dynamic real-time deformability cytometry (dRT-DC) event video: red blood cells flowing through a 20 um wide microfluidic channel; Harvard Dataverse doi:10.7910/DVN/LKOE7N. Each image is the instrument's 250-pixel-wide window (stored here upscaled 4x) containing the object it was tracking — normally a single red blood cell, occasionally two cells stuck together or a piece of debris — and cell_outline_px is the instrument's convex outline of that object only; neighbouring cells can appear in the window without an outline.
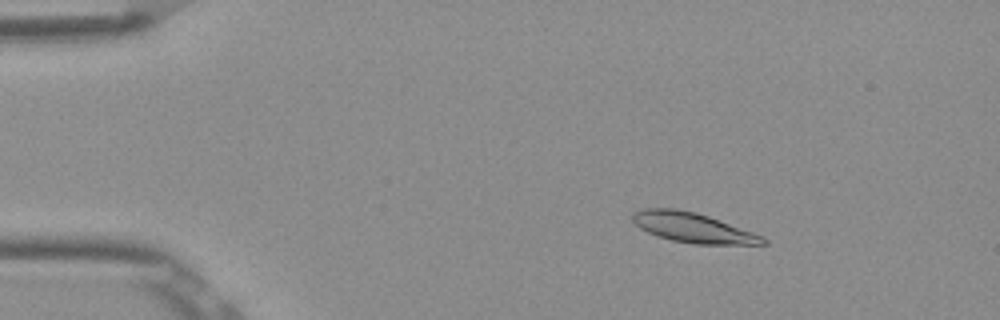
{"species": "Egyptian fruit bat (a non-hibernating species)", "species_latin": "Rousettus aegyptiacus", "temperature_condition": "room temperature", "stored_images_in_passage": 52, "camera_frame_rate_fps": 3000, "um_per_image_px": 0.085, "frame": {"image": 1, "passage_image": 8, "time_ms": 2.333, "image_size_px": [1000, 320], "cell_outline_px": [[768, 244], [696, 244], [672, 240], [656, 236], [640, 228], [632, 220], [632, 212], [644, 208], [676, 208], [696, 212], [708, 216], [764, 236], [768, 240]], "centroid_in_image_um": [58.88, 19.34], "position_along_channel_um": 26.1, "area_um2": 22.66}}
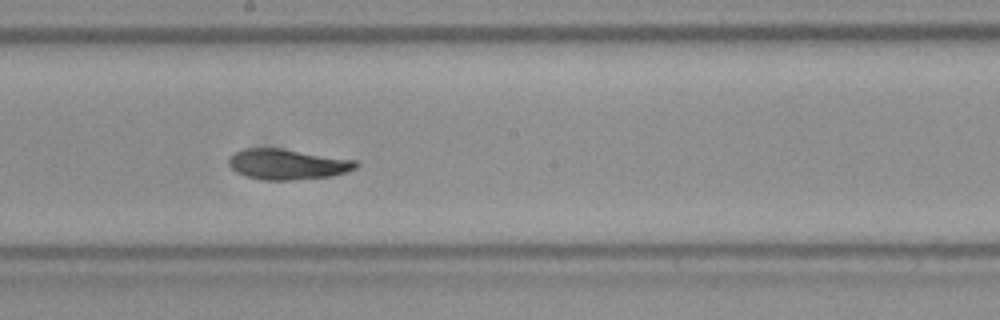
{"frame": {"image": 2, "passage_image": 29, "time_ms": 9.333, "image_size_px": [1000, 320], "cell_outline_px": [[360, 164], [356, 168], [348, 172], [332, 176], [292, 180], [268, 180], [248, 176], [236, 172], [228, 164], [228, 156], [244, 148], [280, 148], [356, 160]], "centroid_in_image_um": [24.45, 13.96], "position_along_channel_um": 223.7, "area_um2": 22.6}}
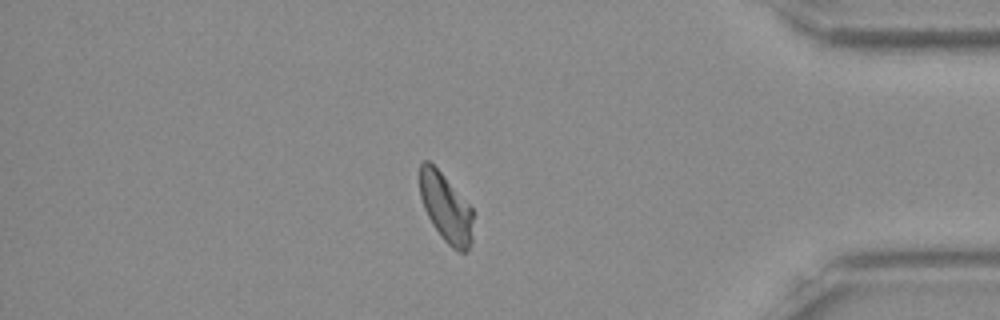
{"frame": {"image": 3, "passage_image": 45, "time_ms": 14.667, "image_size_px": [1000, 320], "cell_outline_px": [[472, 240], [468, 252], [460, 252], [452, 248], [444, 240], [432, 224], [424, 208], [420, 196], [420, 164], [424, 160], [428, 160], [440, 172], [472, 208]], "centroid_in_image_um": [37.9, 17.7], "position_along_channel_um": 397.3, "area_um2": 21.04}, "authors_computed_cell_mechanics": {"area_um2": 22.5131, "velocity_mm_per_s": 3.8486, "shape_relaxation_time_tau1_ms": 4.209, "shape_relaxation_time_tau2_ms": 3.8928, "deformation_change_tau1": 0.1657, "deformation_change_tau2": 0.1057}}